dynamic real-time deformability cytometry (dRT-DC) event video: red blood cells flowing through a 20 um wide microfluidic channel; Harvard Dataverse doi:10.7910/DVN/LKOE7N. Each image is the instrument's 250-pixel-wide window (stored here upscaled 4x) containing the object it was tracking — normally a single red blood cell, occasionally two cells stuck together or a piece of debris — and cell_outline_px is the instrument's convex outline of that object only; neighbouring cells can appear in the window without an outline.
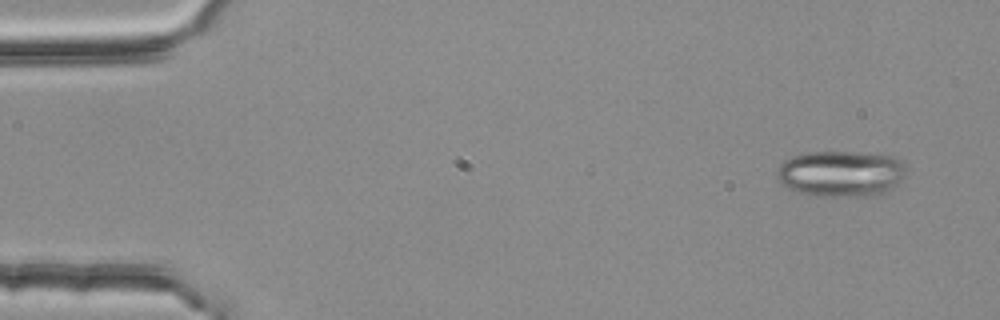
{"species": "common noctule bat (a hibernating species)", "species_latin": "Nyctalus noctula", "temperature_condition": "room temperature", "stored_images_in_passage": 3, "camera_frame_rate_fps": 3000, "um_per_image_px": 0.085, "animal": {"sex": "female", "body_mass_g": 25.1}, "frame": {"image": 1, "passage_image": 1, "time_ms": 0.0, "image_size_px": [1000, 320], "cell_outline_px": [[904, 176], [892, 188], [876, 196], [816, 196], [800, 192], [788, 188], [780, 184], [776, 176], [776, 172], [780, 164], [784, 160], [792, 156], [808, 152], [856, 152], [892, 156], [900, 160], [904, 168]], "centroid_in_image_um": [71.43, 14.76], "position_along_channel_um": 13.6, "area_um2": 34.68}}